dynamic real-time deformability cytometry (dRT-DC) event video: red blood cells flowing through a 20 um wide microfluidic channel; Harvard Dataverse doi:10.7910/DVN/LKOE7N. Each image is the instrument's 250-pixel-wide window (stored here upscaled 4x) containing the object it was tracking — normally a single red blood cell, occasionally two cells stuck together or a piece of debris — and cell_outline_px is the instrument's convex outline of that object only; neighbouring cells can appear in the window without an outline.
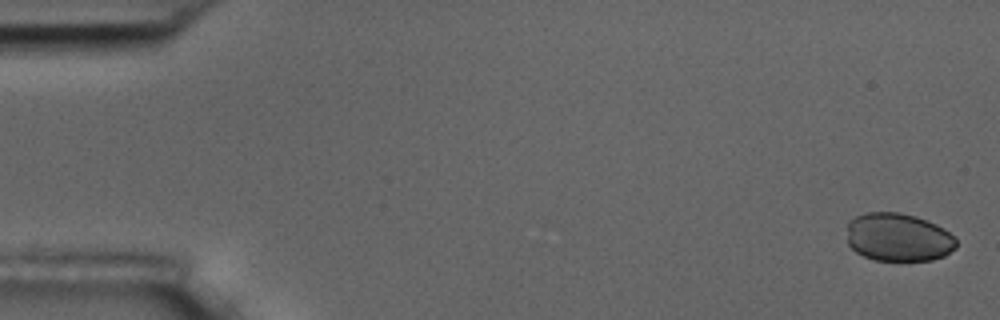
{"species": "common noctule bat (a hibernating species)", "species_latin": "Nyctalus noctula", "temperature_condition": "room temperature", "stored_images_in_passage": 6, "camera_frame_rate_fps": 3000, "um_per_image_px": 0.085, "animal": {"sex": "male", "body_mass_g": 17.5, "forearm_length_mm": 52.3}, "frame": {"image": 1, "passage_image": 1, "time_ms": 0.0, "image_size_px": [1000, 320], "cell_outline_px": [[956, 248], [944, 256], [932, 260], [876, 260], [864, 256], [856, 252], [848, 244], [848, 220], [864, 212], [900, 212], [916, 216], [936, 224], [944, 228], [956, 240]], "centroid_in_image_um": [76.35, 20.16], "position_along_channel_um": 8.7, "area_um2": 30.81}}